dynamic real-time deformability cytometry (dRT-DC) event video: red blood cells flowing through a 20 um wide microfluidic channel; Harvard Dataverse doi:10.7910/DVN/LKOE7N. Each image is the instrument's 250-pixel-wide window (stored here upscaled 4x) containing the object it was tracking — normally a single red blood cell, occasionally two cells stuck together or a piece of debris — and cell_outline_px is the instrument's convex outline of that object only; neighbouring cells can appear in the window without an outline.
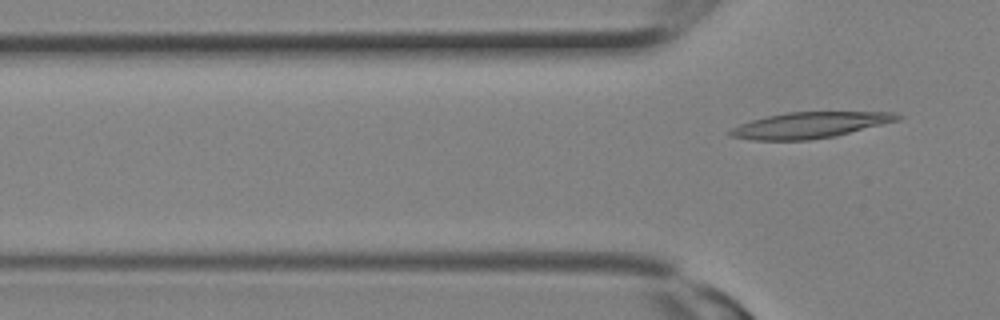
{"species": "Egyptian fruit bat (a non-hibernating species)", "species_latin": "Rousettus aegyptiacus", "temperature_condition": "room temperature", "stored_images_in_passage": 2, "camera_frame_rate_fps": 3000, "um_per_image_px": 0.085, "animal": {"sex": "female"}, "frame": {"image": 1, "passage_image": 2, "time_ms": 0.333, "image_size_px": [1000, 320], "cell_outline_px": [[904, 116], [900, 120], [836, 136], [808, 140], [752, 140], [732, 136], [728, 132], [732, 128], [740, 124], [752, 120], [768, 116], [788, 112], [892, 112]], "centroid_in_image_um": [68.88, 10.63], "position_along_channel_um": 56.9, "area_um2": 25.2}}